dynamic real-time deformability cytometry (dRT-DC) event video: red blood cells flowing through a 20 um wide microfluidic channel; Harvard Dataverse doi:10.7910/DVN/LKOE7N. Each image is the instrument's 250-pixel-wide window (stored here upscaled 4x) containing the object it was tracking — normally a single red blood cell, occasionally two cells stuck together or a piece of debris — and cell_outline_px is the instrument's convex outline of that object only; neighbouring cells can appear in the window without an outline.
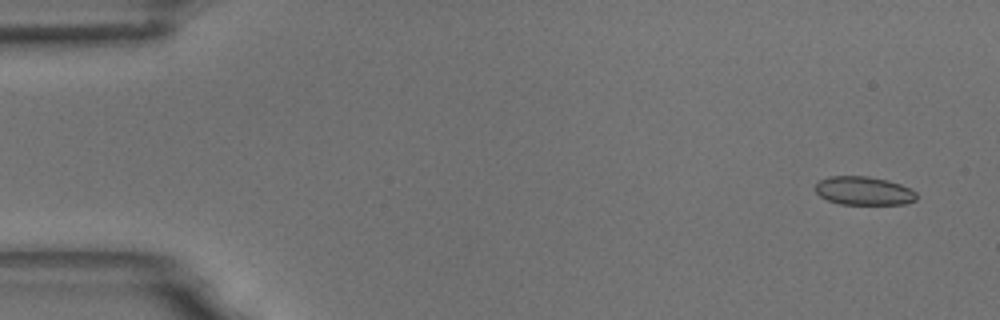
{"species": "common noctule bat (a hibernating species)", "species_latin": "Nyctalus noctula", "temperature_condition": "room temperature", "stored_images_in_passage": 56, "camera_frame_rate_fps": 3000, "um_per_image_px": 0.085, "animal": {"sex": "male", "body_mass_g": 18.8}, "frame": {"image": 1, "passage_image": 3, "time_ms": 0.667, "image_size_px": [1000, 320], "cell_outline_px": [[916, 200], [904, 204], [840, 204], [828, 200], [820, 196], [816, 192], [816, 184], [820, 180], [832, 176], [868, 176], [888, 180], [900, 184], [916, 192]], "centroid_in_image_um": [73.42, 16.22], "position_along_channel_um": 11.6, "area_um2": 16.7}}
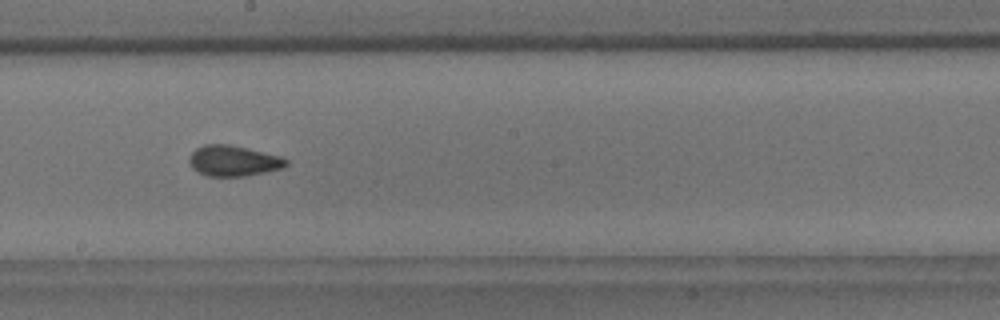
{"frame": {"image": 2, "passage_image": 31, "time_ms": 10.0, "image_size_px": [1000, 320], "cell_outline_px": [[288, 164], [284, 168], [244, 176], [208, 176], [196, 172], [192, 168], [188, 160], [188, 156], [196, 148], [204, 144], [228, 144], [280, 156], [288, 160]], "centroid_in_image_um": [19.8, 13.67], "position_along_channel_um": 228.4, "area_um2": 17.34}}
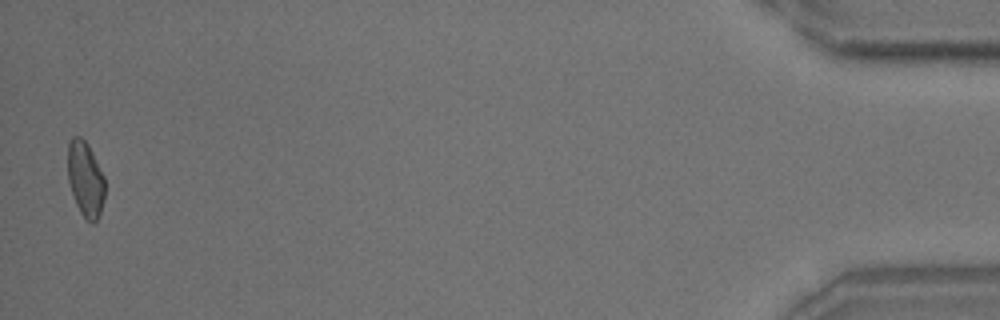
{"frame": {"image": 3, "passage_image": 55, "time_ms": 18.0, "image_size_px": [1000, 320], "cell_outline_px": [[104, 196], [100, 212], [96, 220], [92, 224], [84, 220], [76, 204], [68, 180], [68, 144], [72, 136], [80, 136], [88, 144], [104, 176]], "centroid_in_image_um": [7.25, 15.23], "position_along_channel_um": 428.0, "area_um2": 16.24}, "authors_computed_cell_mechanics": {"area_um2": 17.0221, "velocity_mm_per_s": 3.6381, "shape_relaxation_time_tau1_ms": null, "shape_relaxation_time_tau2_ms": 1.9653, "deformation_change_tau1": null, "deformation_change_tau2": 0.0694}}